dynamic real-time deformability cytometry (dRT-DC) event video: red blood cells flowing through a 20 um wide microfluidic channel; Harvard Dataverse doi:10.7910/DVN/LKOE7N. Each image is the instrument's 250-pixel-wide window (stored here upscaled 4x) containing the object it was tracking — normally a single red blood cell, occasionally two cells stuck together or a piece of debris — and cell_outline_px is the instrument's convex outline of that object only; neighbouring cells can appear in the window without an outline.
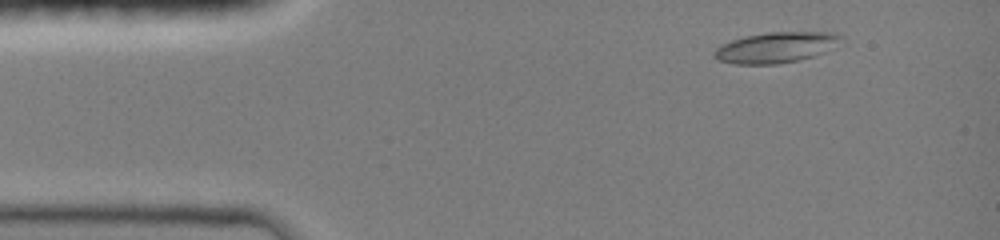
{"species": "common noctule bat (a hibernating species)", "species_latin": "Nyctalus noctula", "temperature_condition": "room temperature", "stored_images_in_passage": 47, "camera_frame_rate_fps": 3000, "um_per_image_px": 0.085, "animal": {"sex": "female", "body_mass_g": 19.0, "forearm_length_mm": 51.5}, "frame": {"image": 1, "passage_image": 6, "time_ms": 1.333, "image_size_px": [1000, 240], "cell_outline_px": [[844, 36], [820, 52], [812, 56], [796, 60], [776, 64], [732, 64], [716, 60], [712, 56], [712, 52], [720, 44], [744, 36], [768, 32], [832, 32]], "centroid_in_image_um": [65.79, 4.03], "position_along_channel_um": 19.2, "area_um2": 22.25}}
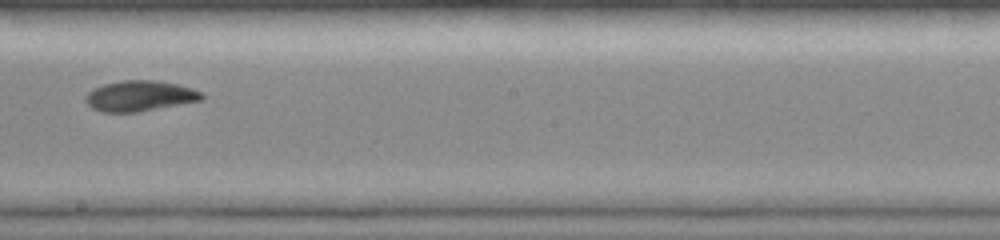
{"frame": {"image": 2, "passage_image": 25, "time_ms": 8.333, "image_size_px": [1000, 240], "cell_outline_px": [[204, 96], [200, 100], [136, 112], [100, 112], [92, 108], [84, 100], [84, 96], [88, 92], [104, 84], [120, 80], [156, 80], [176, 84], [192, 88], [204, 92]], "centroid_in_image_um": [11.85, 8.15], "position_along_channel_um": 236.3, "area_um2": 20.58}}
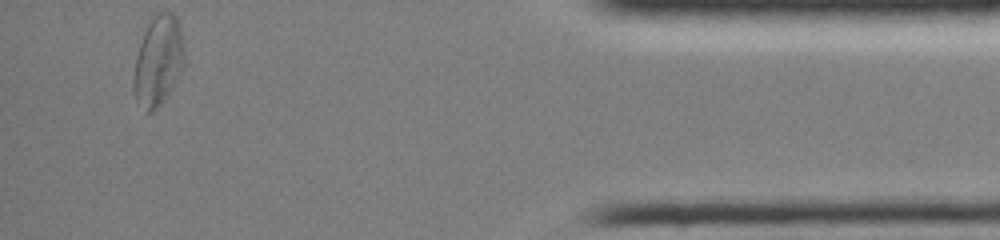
{"frame": {"image": 3, "passage_image": 47, "time_ms": 14.0, "image_size_px": [1000, 240], "cell_outline_px": [[184, 68], [172, 88], [164, 100], [152, 112], [148, 112], [136, 104], [132, 92], [132, 80], [136, 56], [148, 16], [156, 12], [172, 12], [176, 16], [180, 24], [184, 52]], "centroid_in_image_um": [13.42, 5.14], "position_along_channel_um": 421.8, "area_um2": 27.46}, "authors_computed_cell_mechanics": {"area_um2": 21.5016, "velocity_mm_per_s": 4.1355, "shape_relaxation_time_tau1_ms": 4.243, "shape_relaxation_time_tau2_ms": 2.192, "deformation_change_tau1": 0.1591, "deformation_change_tau2": 0.0685}}